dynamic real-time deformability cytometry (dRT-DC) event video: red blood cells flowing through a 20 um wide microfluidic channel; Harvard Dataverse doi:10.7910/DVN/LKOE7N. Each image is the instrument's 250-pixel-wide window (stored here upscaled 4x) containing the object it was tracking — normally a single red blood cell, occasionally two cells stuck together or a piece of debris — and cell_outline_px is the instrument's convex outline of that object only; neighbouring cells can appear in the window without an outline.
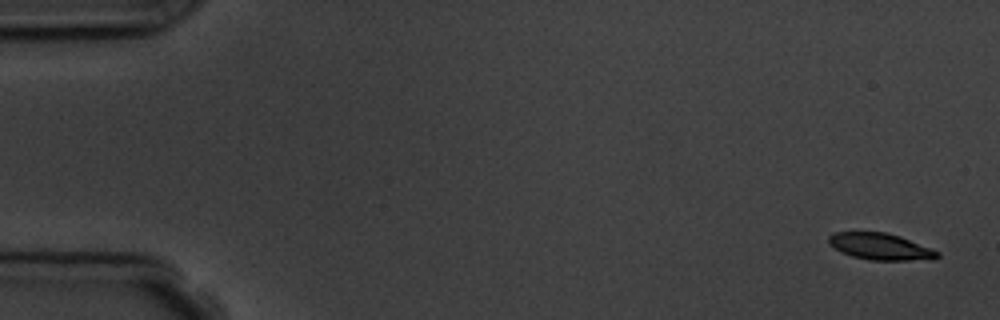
{"species": "common noctule bat (a hibernating species)", "species_latin": "Nyctalus noctula", "temperature_condition": "room temperature", "stored_images_in_passage": 7, "camera_frame_rate_fps": 3000, "um_per_image_px": 0.085, "animal": {"sex": "male", "body_mass_g": 19.5, "forearm_length_mm": 54.6}, "frame": {"image": 1, "passage_image": 1, "time_ms": 0.0, "image_size_px": [1000, 320], "cell_outline_px": [[940, 256], [908, 260], [868, 260], [852, 256], [836, 248], [828, 240], [828, 236], [836, 232], [884, 232], [900, 236], [932, 248], [940, 252]], "centroid_in_image_um": [74.83, 20.94], "position_along_channel_um": 10.2, "area_um2": 16.42}}
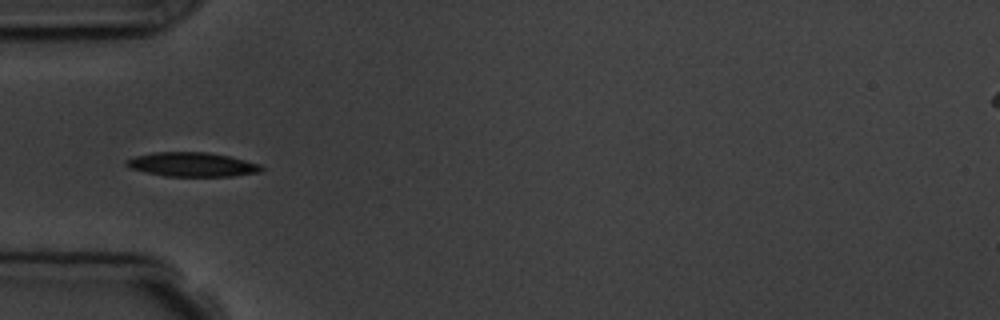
{"frame": {"image": 2, "passage_image": 5, "time_ms": 5.333, "image_size_px": [1000, 320], "cell_outline_px": [[264, 168], [260, 172], [232, 176], [164, 176], [128, 168], [124, 164], [124, 160], [136, 156], [152, 152], [208, 152], [228, 156], [260, 164]], "centroid_in_image_um": [16.29, 13.98], "position_along_channel_um": 68.7, "area_um2": 19.07}}